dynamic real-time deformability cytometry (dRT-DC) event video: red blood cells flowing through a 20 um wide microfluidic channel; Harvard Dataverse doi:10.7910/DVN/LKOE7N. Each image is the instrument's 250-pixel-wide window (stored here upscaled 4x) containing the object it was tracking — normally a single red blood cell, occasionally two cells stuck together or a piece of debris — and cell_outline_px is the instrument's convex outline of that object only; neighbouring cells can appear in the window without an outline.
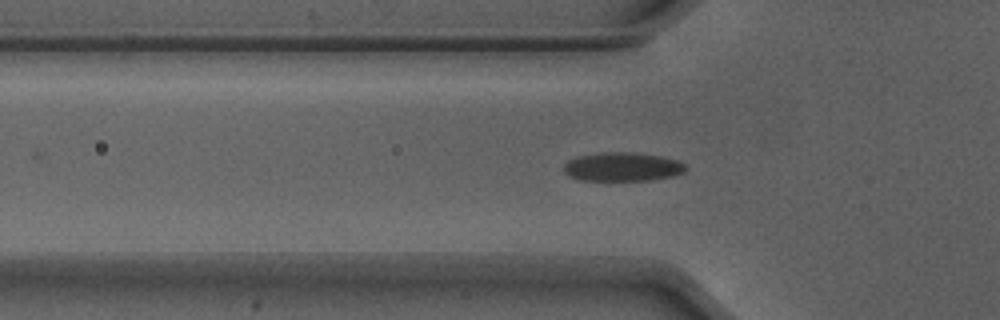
{"species": "Egyptian fruit bat (a non-hibernating species)", "species_latin": "Rousettus aegyptiacus", "temperature_condition": "warm", "stored_images_in_passage": 40, "camera_frame_rate_fps": 3000, "um_per_image_px": 0.085, "animal": {"sex": "male"}, "frame": {"image": 1, "passage_image": 17, "time_ms": 5.333, "image_size_px": [1000, 320], "cell_outline_px": [[688, 168], [684, 172], [672, 176], [648, 180], [580, 180], [564, 172], [564, 164], [568, 160], [576, 156], [604, 152], [632, 152], [660, 156], [676, 160], [684, 164]], "centroid_in_image_um": [52.9, 14.17], "position_along_channel_um": 72.9, "area_um2": 20.35}}
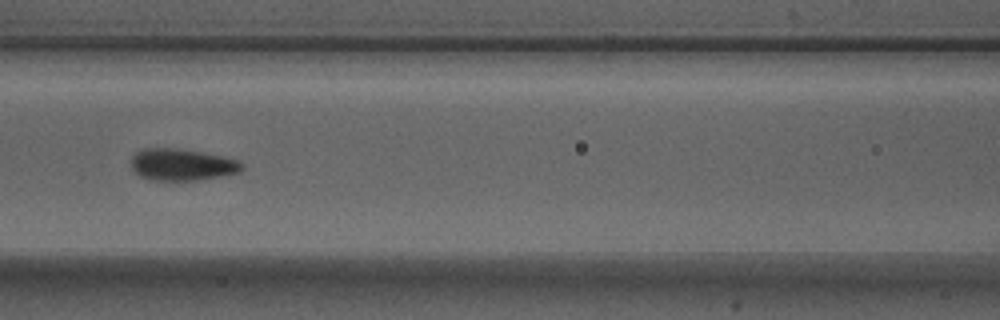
{"frame": {"image": 2, "passage_image": 23, "time_ms": 7.333, "image_size_px": [1000, 320], "cell_outline_px": [[244, 168], [240, 172], [196, 180], [152, 180], [140, 176], [132, 172], [132, 156], [136, 152], [144, 148], [176, 148], [224, 156], [236, 160], [244, 164]], "centroid_in_image_um": [15.44, 13.99], "position_along_channel_um": 151.2, "area_um2": 20.46}}
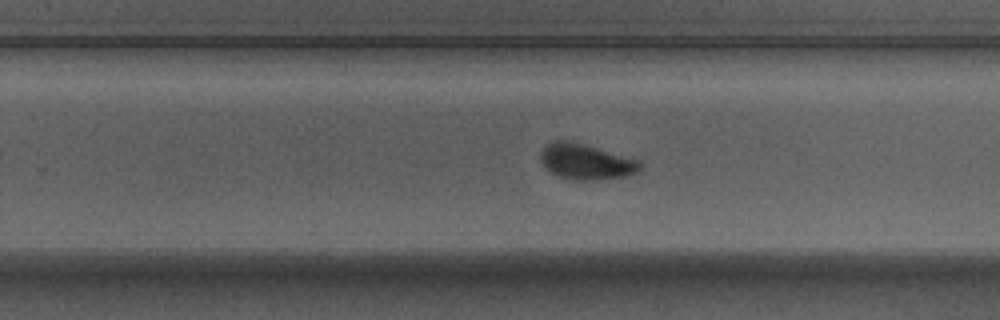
{"frame": {"image": 3, "passage_image": 33, "time_ms": 10.667, "image_size_px": [1000, 320], "cell_outline_px": [[640, 168], [636, 172], [624, 176], [592, 180], [572, 180], [556, 176], [540, 160], [540, 152], [548, 144], [556, 140], [564, 140], [596, 148], [640, 160]], "centroid_in_image_um": [49.78, 13.76], "position_along_channel_um": 280.0, "area_um2": 20.06}, "authors_computed_cell_mechanics": {"area_um2": 19.941, "velocity_mm_per_s": 3.8802, "shape_relaxation_time_tau1_ms": 3.8643, "shape_relaxation_time_tau2_ms": null, "deformation_change_tau1": 0.146, "deformation_change_tau2": null}}